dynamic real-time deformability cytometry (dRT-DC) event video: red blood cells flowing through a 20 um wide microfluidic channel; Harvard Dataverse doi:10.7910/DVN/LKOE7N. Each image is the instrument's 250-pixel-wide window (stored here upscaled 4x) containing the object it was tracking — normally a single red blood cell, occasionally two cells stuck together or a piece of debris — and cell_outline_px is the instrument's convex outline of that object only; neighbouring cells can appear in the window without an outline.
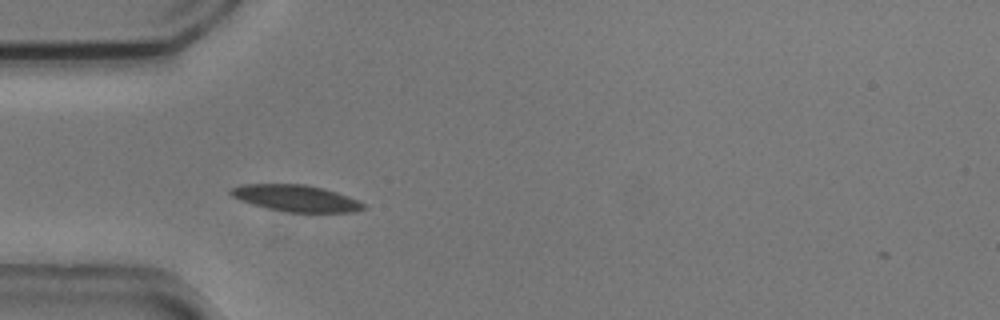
{"species": "common noctule bat (a hibernating species)", "species_latin": "Nyctalus noctula", "temperature_condition": "cold", "stored_images_in_passage": 40, "camera_frame_rate_fps": 3000, "um_per_image_px": 0.085, "animal": {"sex": "male", "body_mass_g": 20.5, "forearm_length_mm": 52.5}, "frame": {"image": 1, "passage_image": 2, "time_ms": 0.333, "image_size_px": [1000, 320], "cell_outline_px": [[368, 208], [356, 212], [288, 212], [268, 208], [252, 204], [240, 200], [232, 196], [228, 192], [232, 188], [244, 184], [304, 184], [324, 188], [348, 196], [364, 204]], "centroid_in_image_um": [25.18, 16.85], "position_along_channel_um": 59.8, "area_um2": 20.46}}
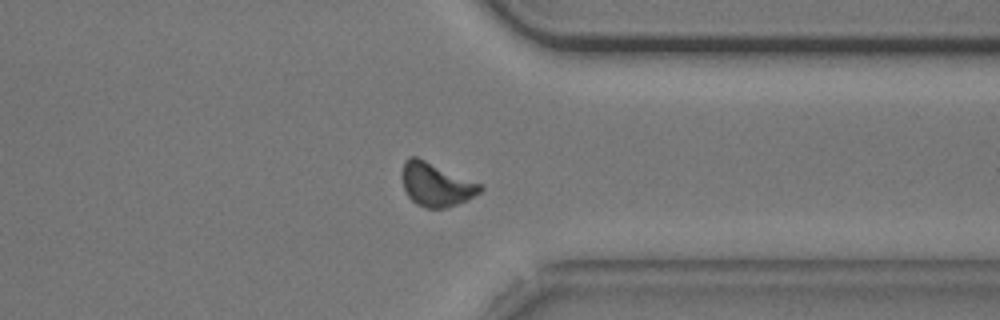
{"frame": {"image": 2, "passage_image": 28, "time_ms": 9.0, "image_size_px": [1000, 320], "cell_outline_px": [[484, 188], [480, 192], [468, 200], [448, 208], [424, 208], [416, 204], [408, 196], [404, 188], [400, 172], [404, 160], [408, 156], [416, 156], [484, 184]], "centroid_in_image_um": [37.07, 15.67], "position_along_channel_um": 374.3, "area_um2": 20.35}}
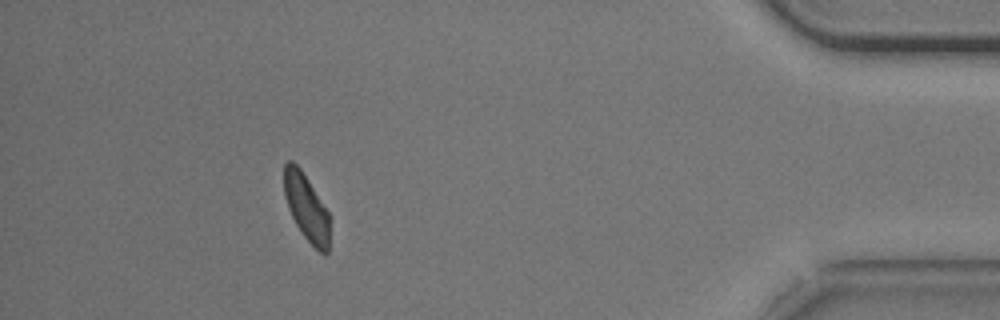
{"frame": {"image": 3, "passage_image": 35, "time_ms": 11.333, "image_size_px": [1000, 320], "cell_outline_px": [[328, 252], [320, 252], [304, 236], [296, 224], [288, 208], [284, 196], [284, 164], [288, 160], [292, 160], [300, 168], [328, 212]], "centroid_in_image_um": [26.0, 17.58], "position_along_channel_um": 409.2, "area_um2": 17.17}, "authors_computed_cell_mechanics": {"area_um2": 19.3919, "velocity_mm_per_s": 3.6898, "shape_relaxation_time_tau1_ms": 2.1698, "shape_relaxation_time_tau2_ms": 5.4273, "deformation_change_tau1": 0.0905, "deformation_change_tau2": 0.084}}